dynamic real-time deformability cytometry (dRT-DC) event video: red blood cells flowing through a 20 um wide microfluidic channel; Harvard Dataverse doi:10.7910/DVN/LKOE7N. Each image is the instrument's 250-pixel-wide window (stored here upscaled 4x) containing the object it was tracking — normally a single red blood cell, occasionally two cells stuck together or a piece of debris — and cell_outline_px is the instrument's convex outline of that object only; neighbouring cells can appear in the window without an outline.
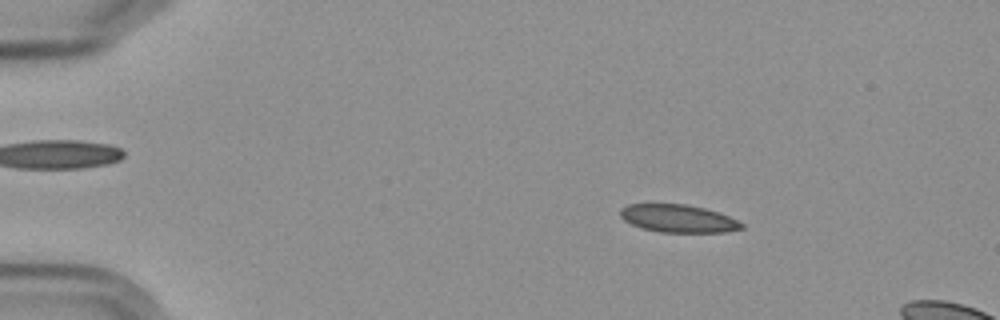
{"species": "Egyptian fruit bat (a non-hibernating species)", "species_latin": "Rousettus aegyptiacus", "temperature_condition": "cold", "stored_images_in_passage": 5, "camera_frame_rate_fps": 3000, "um_per_image_px": 0.085, "frame": {"image": 1, "passage_image": 2, "time_ms": 1.333, "image_size_px": [1000, 320], "cell_outline_px": [[744, 228], [728, 232], [660, 232], [640, 228], [624, 220], [620, 216], [620, 208], [628, 204], [684, 204], [704, 208], [728, 216], [744, 224]], "centroid_in_image_um": [57.62, 18.58], "position_along_channel_um": 27.4, "area_um2": 19.59}}